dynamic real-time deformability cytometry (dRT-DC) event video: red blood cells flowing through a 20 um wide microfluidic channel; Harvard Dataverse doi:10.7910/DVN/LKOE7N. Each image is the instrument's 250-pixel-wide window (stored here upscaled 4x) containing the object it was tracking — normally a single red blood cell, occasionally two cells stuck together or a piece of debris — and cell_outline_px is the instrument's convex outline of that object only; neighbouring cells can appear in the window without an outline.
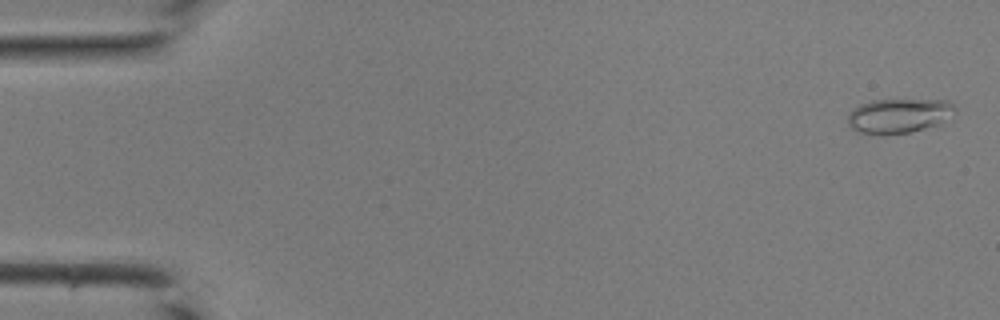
{"species": "common noctule bat (a hibernating species)", "species_latin": "Nyctalus noctula", "temperature_condition": "room temperature", "stored_images_in_passage": 43, "camera_frame_rate_fps": 3000, "um_per_image_px": 0.085, "animal": {"sex": "male", "body_mass_g": 19.0, "forearm_length_mm": 50.8}, "frame": {"image": 1, "passage_image": 2, "time_ms": 0.333, "image_size_px": [1000, 320], "cell_outline_px": [[956, 108], [940, 124], [908, 132], [856, 132], [848, 124], [848, 112], [852, 108], [860, 104], [872, 100], [948, 100]], "centroid_in_image_um": [76.37, 9.8], "position_along_channel_um": 8.6, "area_um2": 20.92}}
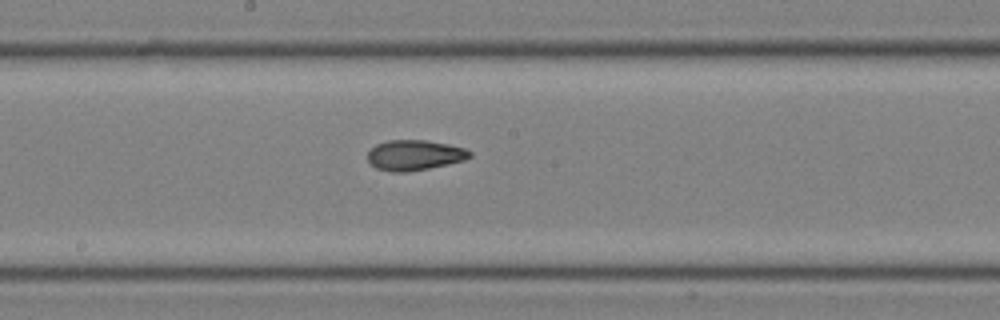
{"frame": {"image": 2, "passage_image": 24, "time_ms": 7.667, "image_size_px": [1000, 320], "cell_outline_px": [[472, 156], [464, 160], [448, 164], [428, 168], [404, 172], [392, 172], [376, 168], [368, 164], [368, 152], [376, 144], [388, 140], [424, 140], [448, 144], [464, 148], [472, 152]], "centroid_in_image_um": [35.21, 13.19], "position_along_channel_um": 213.0, "area_um2": 18.03}}
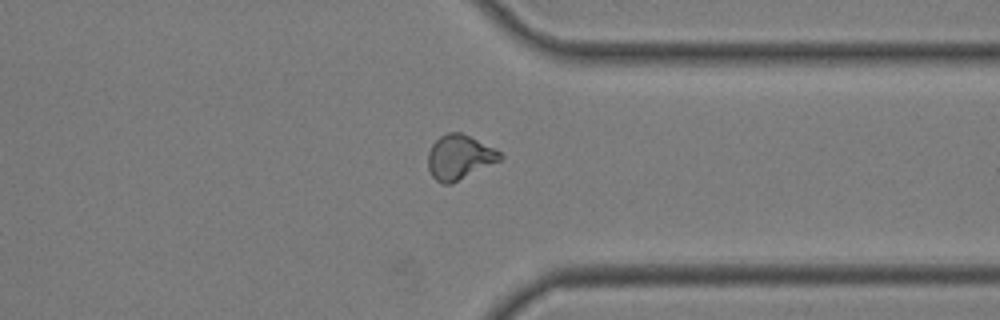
{"frame": {"image": 3, "passage_image": 34, "time_ms": 11.0, "image_size_px": [1000, 320], "cell_outline_px": [[504, 156], [500, 160], [452, 184], [444, 184], [436, 180], [432, 176], [428, 168], [428, 152], [432, 144], [440, 136], [448, 132], [460, 132], [500, 152]], "centroid_in_image_um": [39.01, 13.38], "position_along_channel_um": 372.4, "area_um2": 18.44}}